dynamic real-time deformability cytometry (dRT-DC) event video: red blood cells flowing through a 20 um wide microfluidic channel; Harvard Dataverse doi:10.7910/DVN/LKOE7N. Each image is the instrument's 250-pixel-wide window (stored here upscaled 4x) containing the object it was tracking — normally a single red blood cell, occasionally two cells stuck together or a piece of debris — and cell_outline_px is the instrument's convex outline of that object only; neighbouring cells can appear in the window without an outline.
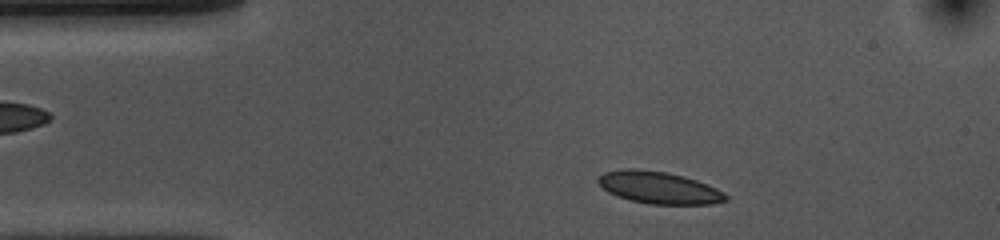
{"species": "common noctule bat (a hibernating species)", "species_latin": "Nyctalus noctula", "temperature_condition": "cold", "stored_images_in_passage": 39, "camera_frame_rate_fps": 3000, "um_per_image_px": 0.085, "animal": {"sex": "female", "body_mass_g": 10.0, "forearm_length_mm": 53.1}, "frame": {"image": 1, "passage_image": 4, "time_ms": 1.0, "image_size_px": [1000, 240], "cell_outline_px": [[728, 200], [712, 204], [648, 204], [616, 196], [608, 192], [596, 180], [604, 172], [624, 168], [632, 168], [664, 172], [684, 176], [696, 180], [716, 188], [724, 192], [728, 196]], "centroid_in_image_um": [56.01, 15.95], "position_along_channel_um": 29.0, "area_um2": 23.76}}
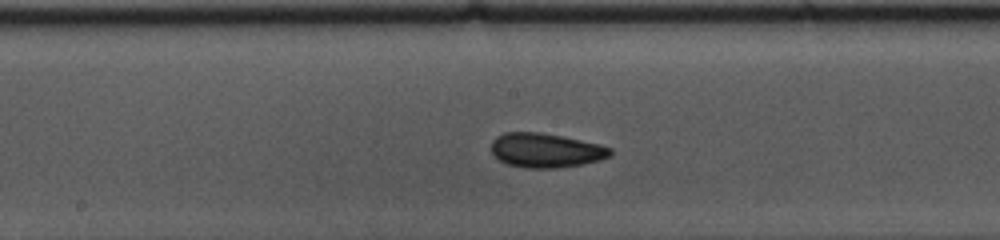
{"frame": {"image": 2, "passage_image": 22, "time_ms": 7.0, "image_size_px": [1000, 240], "cell_outline_px": [[612, 156], [600, 160], [580, 164], [556, 168], [524, 168], [508, 164], [500, 160], [492, 152], [492, 140], [496, 136], [504, 132], [540, 132], [600, 144], [612, 148]], "centroid_in_image_um": [46.4, 12.78], "position_along_channel_um": 201.8, "area_um2": 23.76}}
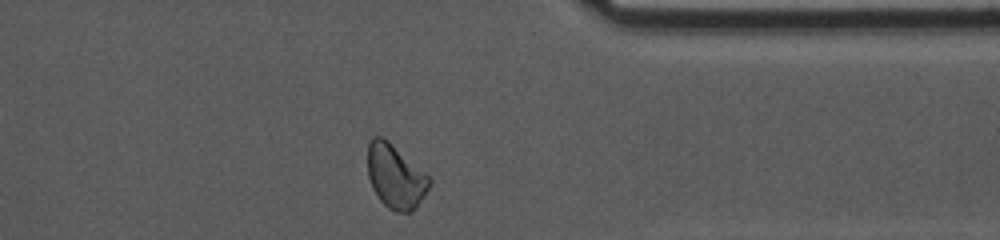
{"frame": {"image": 3, "passage_image": 38, "time_ms": 12.333, "image_size_px": [1000, 240], "cell_outline_px": [[432, 184], [416, 208], [412, 212], [396, 212], [388, 208], [380, 200], [372, 188], [368, 176], [368, 140], [372, 136], [380, 136], [388, 140], [428, 176], [432, 180]], "centroid_in_image_um": [33.6, 15.01], "position_along_channel_um": 377.8, "area_um2": 23.0}, "authors_computed_cell_mechanics": {"area_um2": 23.1778, "velocity_mm_per_s": 3.5196, "shape_relaxation_time_tau1_ms": 3.0353, "shape_relaxation_time_tau2_ms": 1.794, "deformation_change_tau1": 0.085, "deformation_change_tau2": 0.0666}}